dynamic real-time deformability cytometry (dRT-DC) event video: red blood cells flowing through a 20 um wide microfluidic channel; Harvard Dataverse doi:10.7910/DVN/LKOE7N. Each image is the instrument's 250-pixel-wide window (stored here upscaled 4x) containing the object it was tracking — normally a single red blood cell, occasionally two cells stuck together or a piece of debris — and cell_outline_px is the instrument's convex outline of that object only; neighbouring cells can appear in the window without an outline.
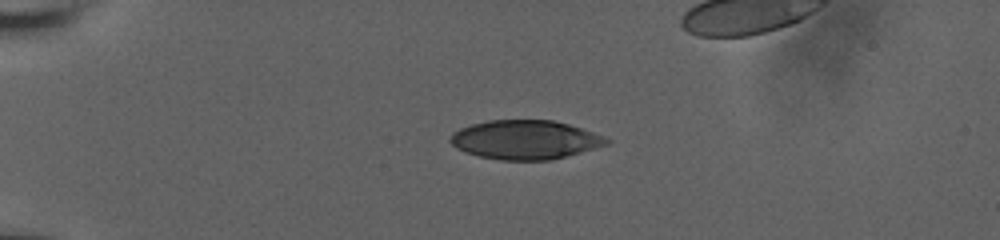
{"species": "human", "species_latin": "Homo sapiens", "temperature_condition": "room temperature", "stored_images_in_passage": 33, "camera_frame_rate_fps": 3000, "um_per_image_px": 0.085, "donor": {"sex": "male"}, "frame": {"image": 1, "passage_image": 1, "time_ms": 0.0, "image_size_px": [1000, 240], "cell_outline_px": [[612, 140], [608, 144], [552, 160], [500, 160], [480, 156], [456, 148], [448, 140], [452, 132], [460, 128], [472, 124], [488, 120], [552, 120], [568, 124], [604, 136]], "centroid_in_image_um": [44.62, 11.87], "position_along_channel_um": 40.4, "area_um2": 35.37}}
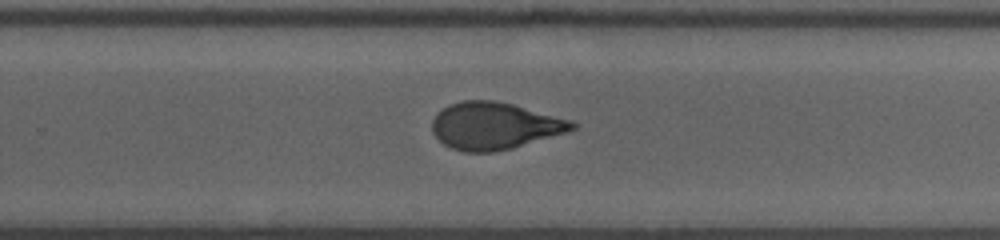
{"frame": {"image": 2, "passage_image": 19, "time_ms": 8.0, "image_size_px": [1000, 240], "cell_outline_px": [[580, 124], [576, 128], [568, 132], [512, 148], [492, 152], [464, 152], [452, 148], [444, 144], [432, 132], [432, 120], [444, 108], [452, 104], [464, 100], [492, 100], [512, 104], [572, 120]], "centroid_in_image_um": [42.08, 10.7], "position_along_channel_um": 287.7, "area_um2": 38.21}}
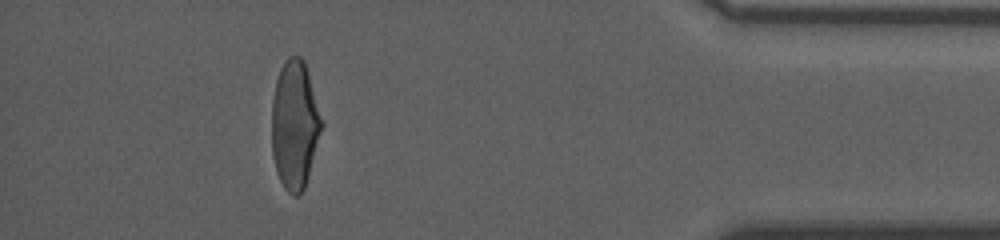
{"frame": {"image": 3, "passage_image": 31, "time_ms": 12.333, "image_size_px": [1000, 240], "cell_outline_px": [[324, 124], [308, 176], [304, 188], [296, 196], [292, 196], [284, 188], [276, 172], [272, 156], [272, 100], [276, 80], [280, 68], [284, 60], [288, 56], [300, 56], [304, 60], [324, 120]], "centroid_in_image_um": [25.06, 10.59], "position_along_channel_um": 410.1, "area_um2": 37.8}}